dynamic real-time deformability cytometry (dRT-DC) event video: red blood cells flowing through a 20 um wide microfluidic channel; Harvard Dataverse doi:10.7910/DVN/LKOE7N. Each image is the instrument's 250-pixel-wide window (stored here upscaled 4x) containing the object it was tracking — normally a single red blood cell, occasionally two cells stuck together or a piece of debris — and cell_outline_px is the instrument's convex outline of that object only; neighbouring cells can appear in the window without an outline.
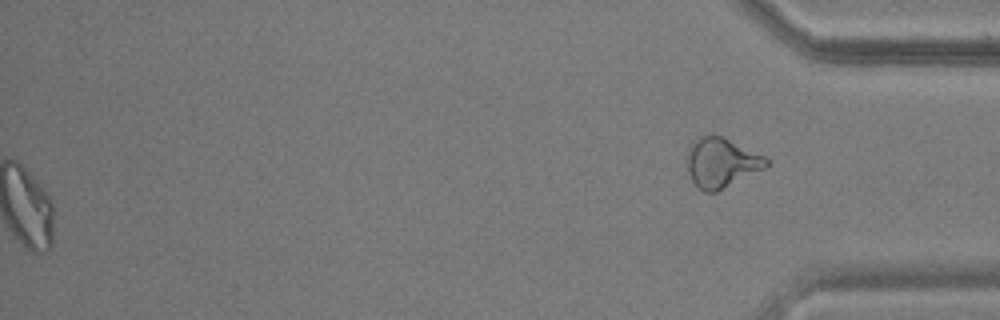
{"species": "common noctule bat (a hibernating species)", "species_latin": "Nyctalus noctula", "temperature_condition": "warm", "stored_images_in_passage": 52, "segment_of_instrument_passage": [2, 2], "camera_frame_rate_fps": 3000, "um_per_image_px": 0.085, "animal": {"sex": "male", "body_mass_g": 17.9, "forearm_length_mm": 54.2}, "frame": {"image": 1, "passage_image": 52, "time_ms": 17.0, "image_size_px": [1000, 320], "cell_outline_px": [[768, 164], [764, 168], [716, 192], [704, 192], [692, 180], [688, 172], [688, 152], [700, 136], [720, 136], [764, 156], [768, 160]], "centroid_in_image_um": [61.32, 13.86], "position_along_channel_um": 373.9, "area_um2": 21.96}}